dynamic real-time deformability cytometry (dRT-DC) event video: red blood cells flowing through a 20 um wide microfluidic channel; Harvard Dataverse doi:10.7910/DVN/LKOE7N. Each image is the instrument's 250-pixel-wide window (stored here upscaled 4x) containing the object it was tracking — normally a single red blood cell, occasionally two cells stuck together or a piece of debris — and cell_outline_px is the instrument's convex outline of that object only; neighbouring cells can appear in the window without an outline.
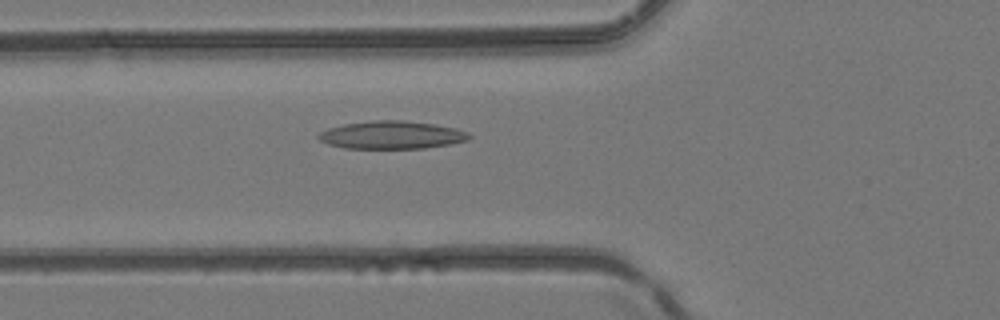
{"species": "common noctule bat (a hibernating species)", "species_latin": "Nyctalus noctula", "temperature_condition": "room temperature", "stored_images_in_passage": 13, "camera_frame_rate_fps": 3000, "um_per_image_px": 0.085, "animal": {"sex": "female", "body_mass_g": 24.6, "forearm_length_mm": 56.2}, "frame": {"image": 1, "passage_image": 2, "time_ms": 0.333, "image_size_px": [1000, 320], "cell_outline_px": [[472, 136], [468, 140], [448, 144], [424, 148], [344, 148], [328, 144], [320, 140], [316, 136], [320, 132], [328, 128], [344, 124], [376, 120], [400, 120], [432, 124], [456, 128], [468, 132]], "centroid_in_image_um": [33.28, 11.47], "position_along_channel_um": 92.5, "area_um2": 24.28}}
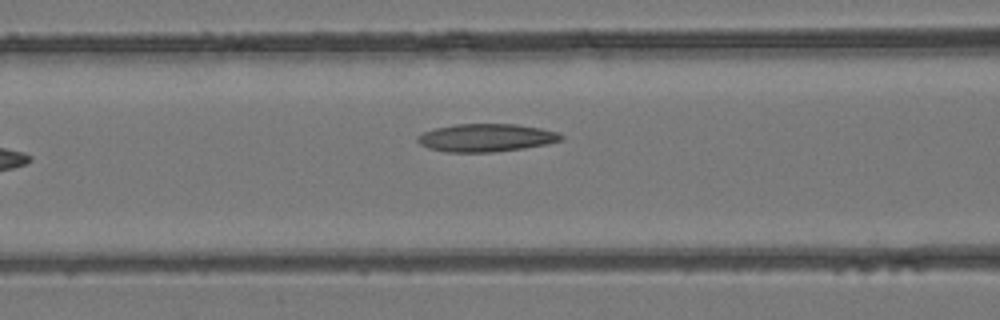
{"frame": {"image": 2, "passage_image": 4, "time_ms": 1.0, "image_size_px": [1000, 320], "cell_outline_px": [[564, 140], [548, 144], [524, 148], [492, 152], [444, 152], [428, 148], [420, 144], [416, 140], [416, 136], [424, 132], [436, 128], [456, 124], [516, 124], [540, 128], [556, 132], [564, 136]], "centroid_in_image_um": [41.32, 11.71], "position_along_channel_um": 125.3, "area_um2": 23.41}}
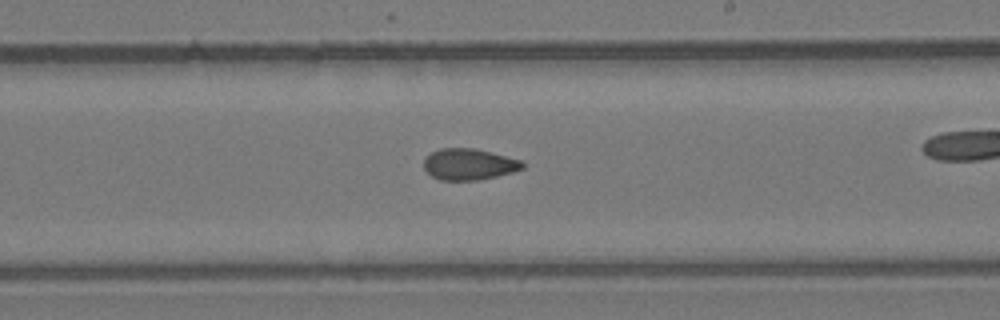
{"frame": {"image": 3, "passage_image": 9, "time_ms": 2.667, "image_size_px": [1000, 320], "cell_outline_px": [[524, 168], [512, 172], [496, 176], [476, 180], [440, 180], [432, 176], [424, 168], [424, 160], [432, 152], [440, 148], [476, 148], [520, 160], [524, 164]], "centroid_in_image_um": [39.85, 13.96], "position_along_channel_um": 249.1, "area_um2": 17.8}}